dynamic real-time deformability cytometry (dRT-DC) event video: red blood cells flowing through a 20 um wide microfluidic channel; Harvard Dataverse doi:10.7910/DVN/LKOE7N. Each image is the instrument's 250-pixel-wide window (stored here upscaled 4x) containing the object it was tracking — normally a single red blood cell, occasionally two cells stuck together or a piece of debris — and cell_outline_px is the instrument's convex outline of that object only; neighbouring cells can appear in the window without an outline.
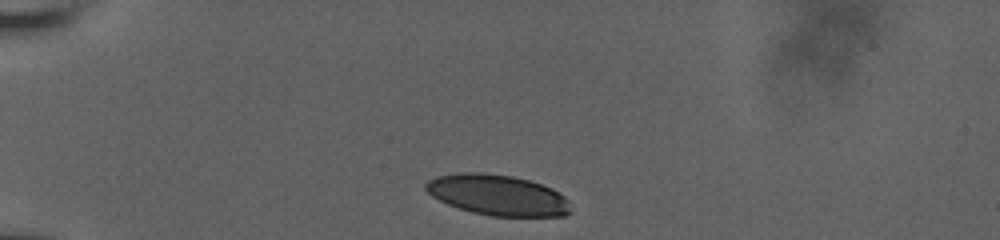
{"species": "human", "species_latin": "Homo sapiens", "temperature_condition": "room temperature", "stored_images_in_passage": 44, "camera_frame_rate_fps": 3000, "um_per_image_px": 0.085, "donor": {"sex": "male"}, "frame": {"image": 1, "passage_image": 1, "time_ms": 0.0, "image_size_px": [1000, 240], "cell_outline_px": [[572, 212], [564, 216], [488, 216], [472, 212], [448, 204], [432, 196], [424, 188], [424, 184], [428, 180], [436, 176], [460, 172], [480, 172], [512, 176], [528, 180], [552, 188], [564, 196], [568, 200]], "centroid_in_image_um": [42.3, 16.58], "position_along_channel_um": 42.7, "area_um2": 34.39}}
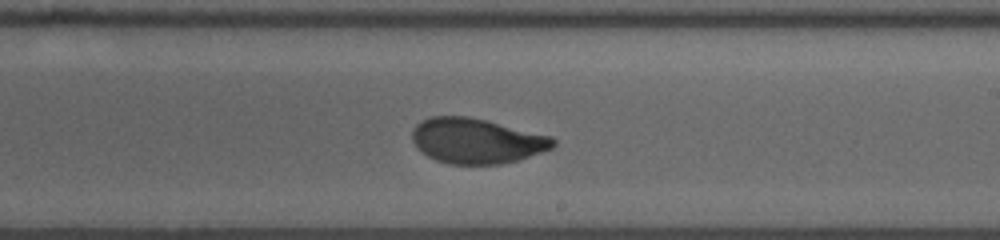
{"frame": {"image": 2, "passage_image": 21, "time_ms": 7.0, "image_size_px": [1000, 240], "cell_outline_px": [[556, 144], [552, 148], [520, 160], [500, 164], [448, 164], [436, 160], [420, 152], [416, 148], [412, 140], [412, 132], [416, 124], [432, 116], [468, 116], [552, 136], [556, 140]], "centroid_in_image_um": [40.5, 11.98], "position_along_channel_um": 248.5, "area_um2": 37.22}}
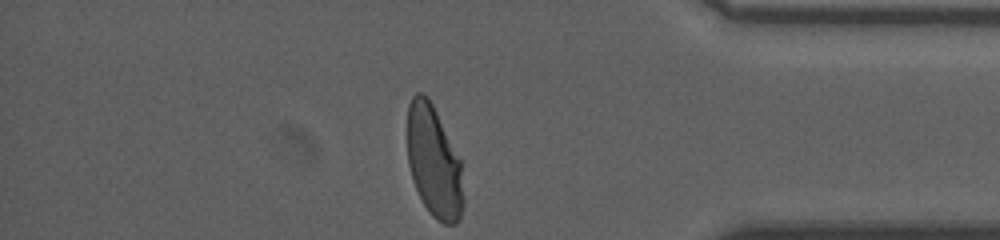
{"frame": {"image": 3, "passage_image": 44, "time_ms": 11.667, "image_size_px": [1000, 240], "cell_outline_px": [[464, 200], [460, 220], [456, 224], [444, 224], [436, 220], [428, 212], [416, 188], [408, 164], [408, 104], [412, 96], [416, 92], [420, 92], [428, 96], [460, 160], [464, 196]], "centroid_in_image_um": [36.89, 13.79], "position_along_channel_um": 398.3, "area_um2": 36.3}, "authors_computed_cell_mechanics": {"area_um2": 37.1076, "velocity_mm_per_s": 3.6533, "shape_relaxation_time_tau1_ms": 5.1869, "shape_relaxation_time_tau2_ms": 0.8257, "deformation_change_tau1": 0.1895, "deformation_change_tau2": 0.0587}}